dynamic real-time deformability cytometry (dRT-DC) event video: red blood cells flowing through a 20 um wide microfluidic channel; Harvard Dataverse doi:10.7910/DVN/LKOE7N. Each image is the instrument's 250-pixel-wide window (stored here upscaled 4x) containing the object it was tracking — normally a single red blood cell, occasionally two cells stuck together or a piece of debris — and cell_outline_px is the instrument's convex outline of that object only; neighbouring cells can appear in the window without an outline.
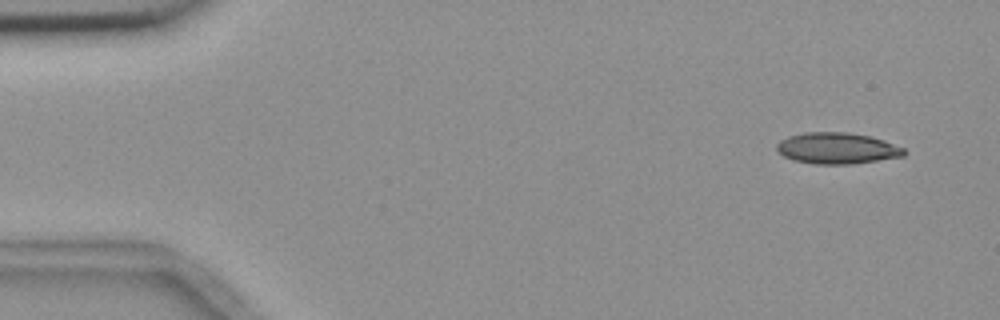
{"species": "common noctule bat (a hibernating species)", "species_latin": "Nyctalus noctula", "temperature_condition": "room temperature", "stored_images_in_passage": 4, "camera_frame_rate_fps": 3000, "um_per_image_px": 0.085, "animal": {"sex": "female", "body_mass_g": 18.4}, "frame": {"image": 1, "passage_image": 1, "time_ms": 0.0, "image_size_px": [1000, 320], "cell_outline_px": [[908, 152], [904, 156], [852, 164], [816, 164], [792, 160], [784, 156], [776, 148], [776, 144], [780, 140], [788, 136], [804, 132], [848, 132], [868, 136], [884, 140], [904, 148]], "centroid_in_image_um": [71.15, 12.6], "position_along_channel_um": 13.8, "area_um2": 23.24}}